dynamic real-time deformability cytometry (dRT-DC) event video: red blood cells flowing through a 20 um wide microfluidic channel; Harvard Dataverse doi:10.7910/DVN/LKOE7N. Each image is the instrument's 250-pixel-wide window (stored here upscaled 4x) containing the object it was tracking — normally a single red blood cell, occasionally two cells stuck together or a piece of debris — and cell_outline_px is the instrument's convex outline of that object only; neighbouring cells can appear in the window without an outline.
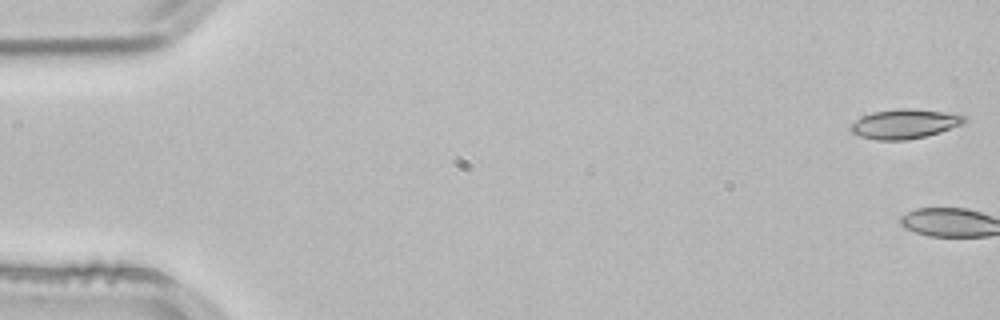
{"species": "common noctule bat (a hibernating species)", "species_latin": "Nyctalus noctula", "temperature_condition": "room temperature", "stored_images_in_passage": 3, "camera_frame_rate_fps": 3000, "um_per_image_px": 0.085, "animal": {"sex": "male", "body_mass_g": 21.5, "forearm_length_mm": 52.0}, "frame": {"image": 1, "passage_image": 1, "time_ms": 0.0, "image_size_px": [1000, 320], "cell_outline_px": [[968, 120], [964, 124], [940, 132], [924, 136], [904, 140], [876, 140], [860, 136], [852, 132], [848, 128], [856, 120], [872, 112], [896, 108], [912, 108], [944, 112], [968, 116]], "centroid_in_image_um": [76.92, 10.52], "position_along_channel_um": 8.1, "area_um2": 19.59}}